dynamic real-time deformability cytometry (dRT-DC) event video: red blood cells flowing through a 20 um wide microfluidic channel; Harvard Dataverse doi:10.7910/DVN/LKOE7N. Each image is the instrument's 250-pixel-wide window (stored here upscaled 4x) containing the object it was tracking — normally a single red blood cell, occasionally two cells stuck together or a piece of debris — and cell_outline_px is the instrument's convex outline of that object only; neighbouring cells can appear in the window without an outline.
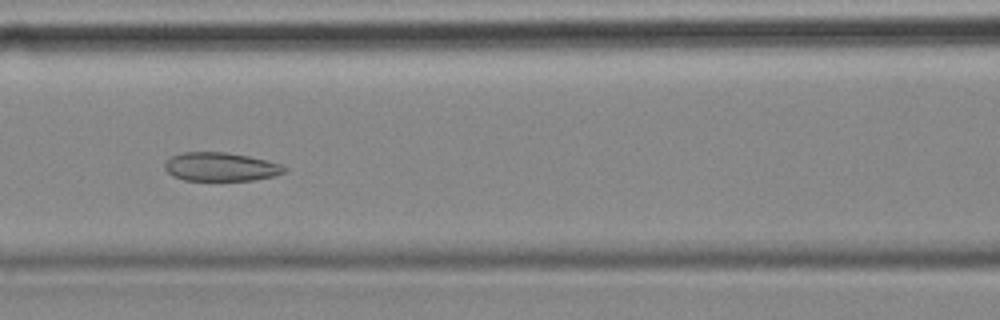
{"species": "common noctule bat (a hibernating species)", "species_latin": "Nyctalus noctula", "temperature_condition": "cold", "stored_images_in_passage": 55, "camera_frame_rate_fps": 3000, "um_per_image_px": 0.085, "animal": {"sex": "female", "body_mass_g": 18.4}, "frame": {"image": 1, "passage_image": 23, "time_ms": 7.333, "image_size_px": [1000, 320], "cell_outline_px": [[288, 168], [284, 172], [272, 176], [252, 180], [184, 180], [172, 176], [164, 168], [164, 164], [172, 156], [184, 152], [224, 152], [248, 156], [280, 164]], "centroid_in_image_um": [18.73, 14.18], "position_along_channel_um": 147.9, "area_um2": 19.71}}
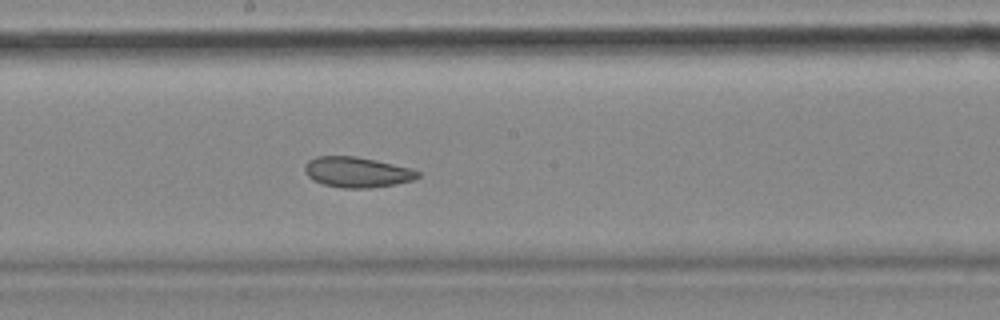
{"frame": {"image": 2, "passage_image": 29, "time_ms": 9.333, "image_size_px": [1000, 320], "cell_outline_px": [[420, 176], [412, 180], [396, 184], [368, 188], [340, 188], [324, 184], [312, 180], [304, 172], [304, 164], [308, 160], [316, 156], [356, 156], [376, 160], [412, 168], [420, 172]], "centroid_in_image_um": [30.33, 14.63], "position_along_channel_um": 217.9, "area_um2": 20.23}}
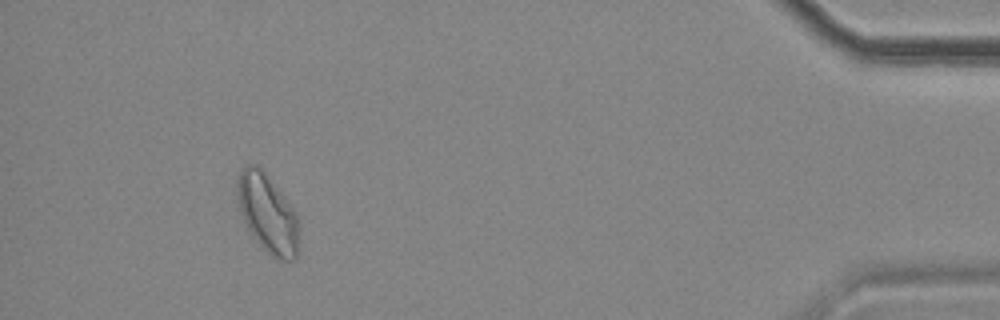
{"frame": {"image": 3, "passage_image": 51, "time_ms": 16.667, "image_size_px": [1000, 320], "cell_outline_px": [[300, 224], [296, 260], [276, 260], [248, 232], [240, 212], [236, 192], [236, 180], [240, 172], [248, 164], [256, 164], [260, 168], [280, 192], [296, 212]], "centroid_in_image_um": [22.74, 18.18], "position_along_channel_um": 412.5, "area_um2": 28.26}, "authors_computed_cell_mechanics": {"area_um2": 24.1026, "velocity_mm_per_s": 3.5211, "shape_relaxation_time_tau1_ms": null, "shape_relaxation_time_tau2_ms": 3.7235, "deformation_change_tau1": null, "deformation_change_tau2": 0.0884}}